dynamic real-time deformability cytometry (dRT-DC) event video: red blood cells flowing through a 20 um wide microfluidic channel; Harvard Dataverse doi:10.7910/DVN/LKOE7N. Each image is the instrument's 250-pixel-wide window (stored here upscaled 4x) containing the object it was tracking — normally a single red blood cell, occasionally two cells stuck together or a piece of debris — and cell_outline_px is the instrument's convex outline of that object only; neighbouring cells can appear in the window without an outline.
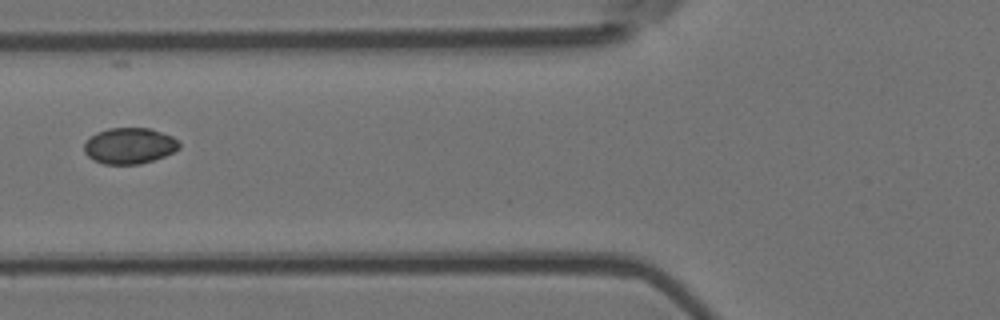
{"species": "Egyptian fruit bat (a non-hibernating species)", "species_latin": "Rousettus aegyptiacus", "temperature_condition": "room temperature", "stored_images_in_passage": 4, "camera_frame_rate_fps": 3000, "um_per_image_px": 0.085, "animal": {"sex": "female"}, "frame": {"image": 1, "passage_image": 2, "time_ms": 0.333, "image_size_px": [1000, 320], "cell_outline_px": [[180, 148], [164, 156], [140, 164], [104, 164], [92, 160], [84, 152], [84, 144], [96, 132], [108, 128], [148, 128], [172, 136], [180, 144]], "centroid_in_image_um": [10.98, 12.39], "position_along_channel_um": 114.8, "area_um2": 19.83}}
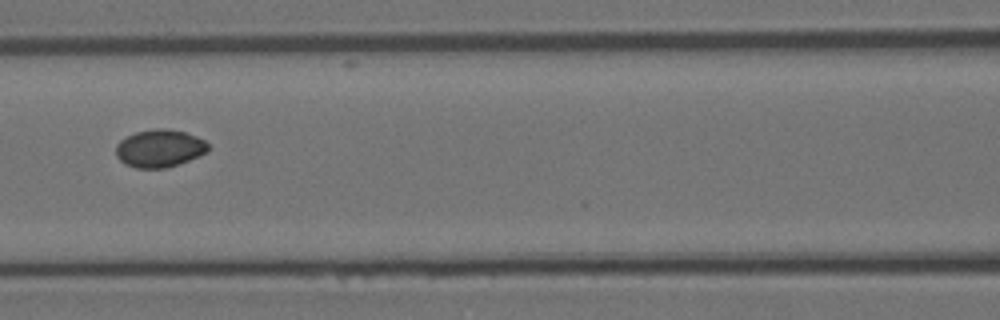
{"frame": {"image": 2, "passage_image": 3, "time_ms": 0.667, "image_size_px": [1000, 320], "cell_outline_px": [[208, 152], [168, 168], [136, 168], [124, 164], [116, 156], [116, 144], [120, 140], [136, 132], [156, 128], [168, 128], [184, 132], [196, 136], [204, 140], [208, 144]], "centroid_in_image_um": [13.55, 12.61], "position_along_channel_um": 153.1, "area_um2": 20.29}}